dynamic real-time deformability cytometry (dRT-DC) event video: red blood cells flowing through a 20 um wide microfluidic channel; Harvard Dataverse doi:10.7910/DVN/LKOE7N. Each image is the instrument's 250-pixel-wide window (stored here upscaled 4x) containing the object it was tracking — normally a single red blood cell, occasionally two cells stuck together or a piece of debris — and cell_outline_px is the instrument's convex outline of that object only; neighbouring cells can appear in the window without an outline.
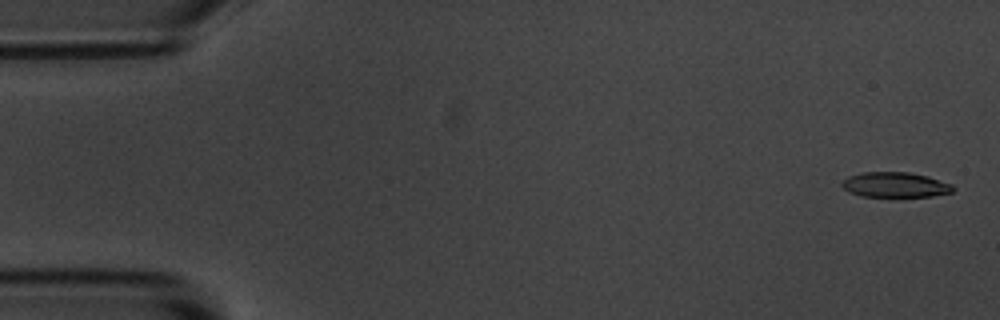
{"species": "common noctule bat (a hibernating species)", "species_latin": "Nyctalus noctula", "temperature_condition": "room temperature", "stored_images_in_passage": 54, "camera_frame_rate_fps": 3000, "um_per_image_px": 0.085, "animal": {"sex": "male", "body_mass_g": 20.1, "forearm_length_mm": 53.5}, "frame": {"image": 1, "passage_image": 2, "time_ms": 0.333, "image_size_px": [1000, 320], "cell_outline_px": [[956, 188], [952, 192], [932, 196], [860, 196], [848, 192], [840, 184], [848, 176], [864, 172], [908, 172], [928, 176], [952, 184]], "centroid_in_image_um": [76.09, 15.7], "position_along_channel_um": 8.9, "area_um2": 16.24}}
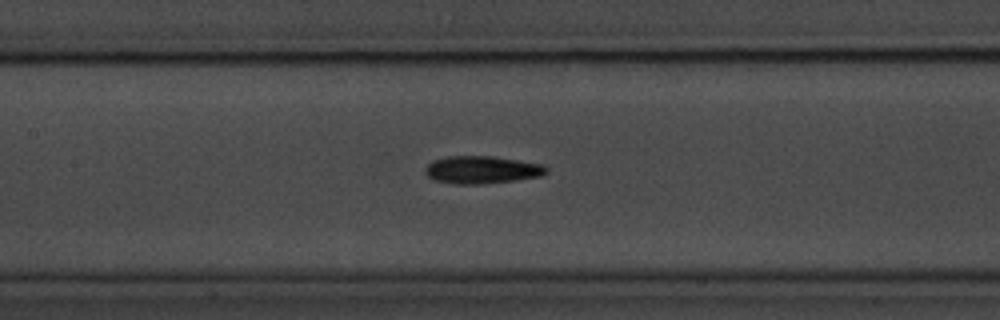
{"frame": {"image": 2, "passage_image": 25, "time_ms": 8.0, "image_size_px": [1000, 320], "cell_outline_px": [[548, 172], [540, 176], [512, 180], [480, 184], [456, 184], [436, 180], [428, 176], [424, 172], [424, 168], [432, 160], [448, 156], [492, 156], [544, 164], [548, 168]], "centroid_in_image_um": [40.95, 14.42], "position_along_channel_um": 166.5, "area_um2": 19.42}}
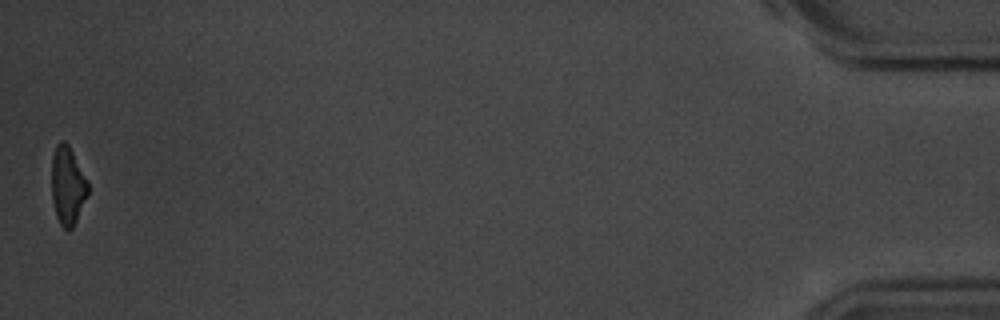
{"frame": {"image": 3, "passage_image": 54, "time_ms": 17.667, "image_size_px": [1000, 320], "cell_outline_px": [[88, 196], [72, 228], [64, 228], [60, 224], [56, 216], [52, 200], [52, 156], [56, 144], [60, 140], [64, 140], [68, 144], [88, 180]], "centroid_in_image_um": [5.75, 15.75], "position_along_channel_um": 429.5, "area_um2": 16.59}, "authors_computed_cell_mechanics": {"area_um2": 18.207, "velocity_mm_per_s": 3.7075, "shape_relaxation_time_tau1_ms": 4.125, "shape_relaxation_time_tau2_ms": 7.0745, "deformation_change_tau1": 0.1505, "deformation_change_tau2": 0.1822}}